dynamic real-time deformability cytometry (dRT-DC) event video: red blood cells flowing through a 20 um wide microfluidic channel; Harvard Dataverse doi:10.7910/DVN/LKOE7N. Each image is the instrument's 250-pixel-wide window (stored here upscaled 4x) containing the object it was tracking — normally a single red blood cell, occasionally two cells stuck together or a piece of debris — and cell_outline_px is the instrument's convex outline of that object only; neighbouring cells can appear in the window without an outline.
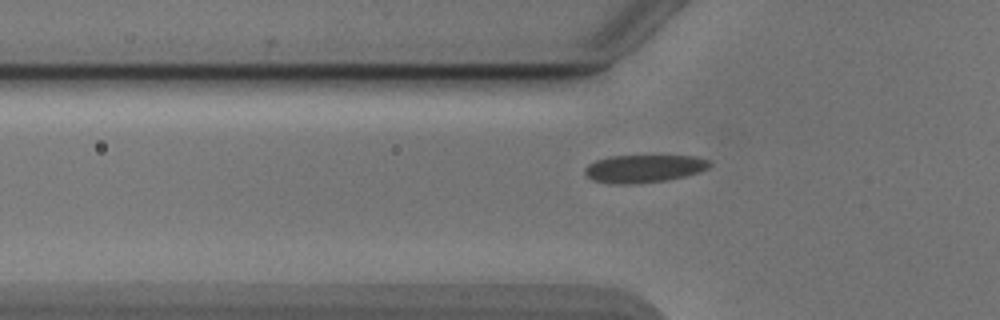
{"species": "Egyptian fruit bat (a non-hibernating species)", "species_latin": "Rousettus aegyptiacus", "temperature_condition": "cold", "stored_images_in_passage": 35, "camera_frame_rate_fps": 3000, "um_per_image_px": 0.085, "animal": {"sex": "male"}, "frame": {"image": 1, "passage_image": 3, "time_ms": 0.667, "image_size_px": [1000, 320], "cell_outline_px": [[712, 164], [708, 168], [684, 176], [664, 180], [632, 184], [612, 184], [592, 180], [584, 172], [584, 168], [588, 164], [596, 160], [608, 156], [696, 156], [708, 160]], "centroid_in_image_um": [54.68, 14.32], "position_along_channel_um": 71.1, "area_um2": 20.06}}
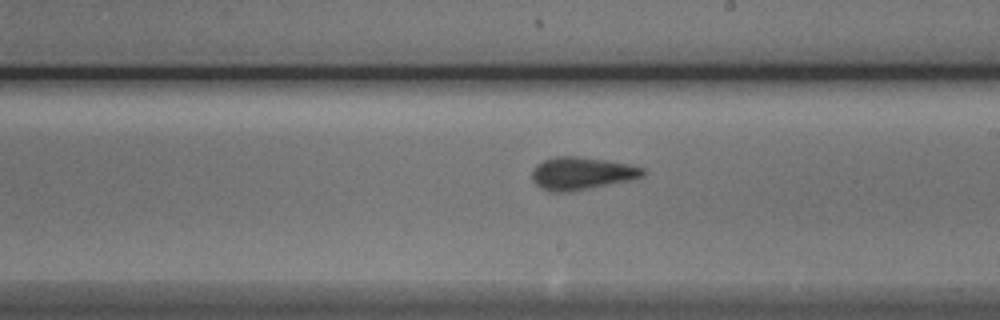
{"frame": {"image": 2, "passage_image": 16, "time_ms": 5.0, "image_size_px": [1000, 320], "cell_outline_px": [[648, 172], [644, 176], [628, 180], [572, 192], [548, 192], [540, 188], [532, 180], [532, 168], [536, 164], [544, 160], [556, 156], [580, 156], [628, 164], [644, 168]], "centroid_in_image_um": [49.41, 14.74], "position_along_channel_um": 239.6, "area_um2": 21.27}}
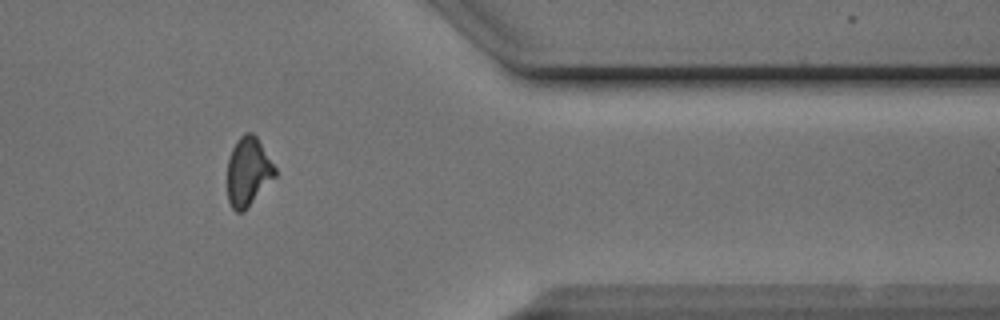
{"frame": {"image": 3, "passage_image": 29, "time_ms": 9.333, "image_size_px": [1000, 320], "cell_outline_px": [[276, 176], [244, 212], [236, 212], [232, 208], [228, 200], [228, 160], [232, 148], [236, 140], [244, 132], [252, 132], [256, 136], [276, 168]], "centroid_in_image_um": [21.09, 14.6], "position_along_channel_um": 390.3, "area_um2": 19.13}, "authors_computed_cell_mechanics": {"area_um2": 20.0566, "velocity_mm_per_s": 3.8855, "shape_relaxation_time_tau1_ms": 2.8073, "shape_relaxation_time_tau2_ms": 1.5298, "deformation_change_tau1": 0.089, "deformation_change_tau2": 0.0521}}